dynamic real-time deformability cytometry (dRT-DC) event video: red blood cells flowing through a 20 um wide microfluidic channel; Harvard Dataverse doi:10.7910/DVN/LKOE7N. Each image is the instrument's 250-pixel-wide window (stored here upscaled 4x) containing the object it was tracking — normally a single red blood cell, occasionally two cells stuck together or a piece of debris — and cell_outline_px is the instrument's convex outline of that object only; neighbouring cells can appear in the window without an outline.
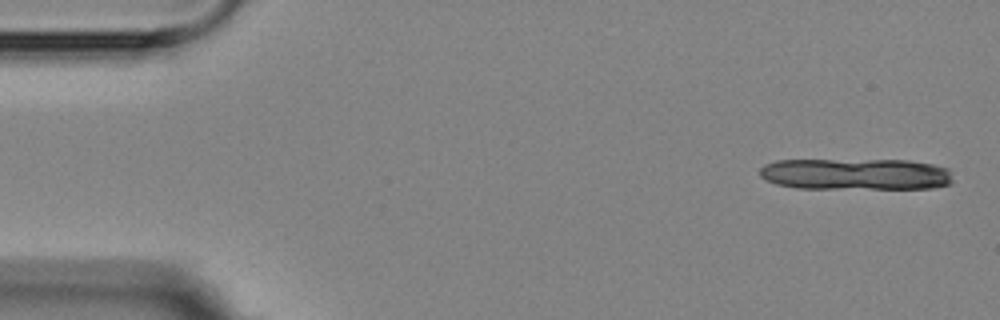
{"species": "Egyptian fruit bat (a non-hibernating species)", "species_latin": "Rousettus aegyptiacus", "temperature_condition": "room temperature", "stored_images_in_passage": 5, "camera_frame_rate_fps": 3000, "um_per_image_px": 0.085, "animal": {"sex": "female"}, "frame": {"image": 1, "passage_image": 1, "time_ms": 0.0, "image_size_px": [1000, 320], "cell_outline_px": [[952, 184], [932, 188], [796, 188], [776, 184], [760, 176], [760, 168], [764, 164], [776, 160], [908, 160], [932, 164], [948, 168], [952, 180]], "centroid_in_image_um": [72.73, 14.8], "position_along_channel_um": 12.3, "area_um2": 35.55}}
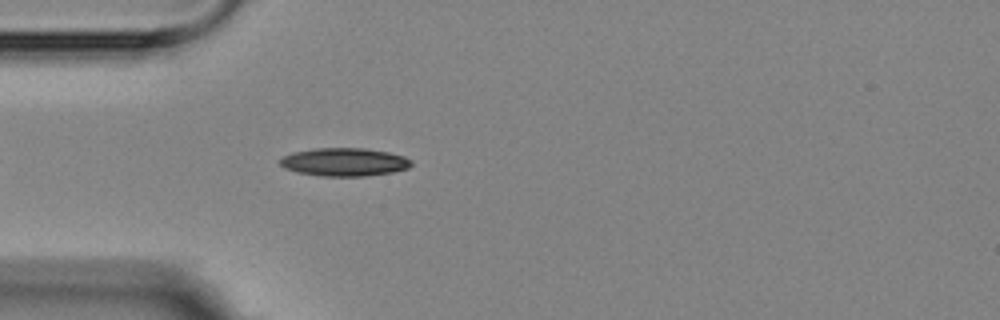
{"frame": {"image": 2, "passage_image": 5, "time_ms": 4.667, "image_size_px": [1000, 320], "cell_outline_px": [[412, 164], [408, 168], [392, 172], [364, 176], [320, 176], [296, 172], [284, 168], [280, 164], [280, 160], [284, 156], [292, 152], [316, 148], [364, 148], [388, 152], [404, 156], [412, 160]], "centroid_in_image_um": [29.26, 13.77], "position_along_channel_um": 55.7, "area_um2": 21.56}}